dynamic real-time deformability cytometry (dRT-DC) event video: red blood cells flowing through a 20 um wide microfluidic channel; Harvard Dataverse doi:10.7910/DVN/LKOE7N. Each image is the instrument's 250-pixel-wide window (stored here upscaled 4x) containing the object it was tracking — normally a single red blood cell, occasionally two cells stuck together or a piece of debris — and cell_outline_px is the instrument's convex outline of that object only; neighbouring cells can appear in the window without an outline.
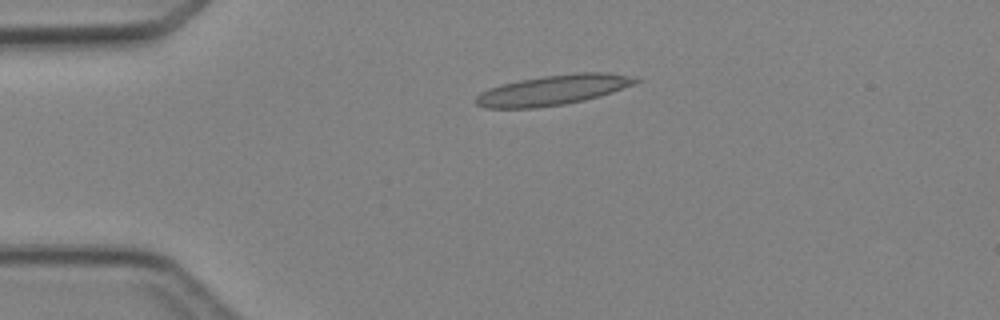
{"species": "Egyptian fruit bat (a non-hibernating species)", "species_latin": "Rousettus aegyptiacus", "temperature_condition": "cold", "stored_images_in_passage": 4, "camera_frame_rate_fps": 3000, "um_per_image_px": 0.085, "animal": {"sex": "female"}, "frame": {"image": 1, "passage_image": 3, "time_ms": 2.333, "image_size_px": [1000, 320], "cell_outline_px": [[640, 80], [636, 84], [600, 96], [584, 100], [564, 104], [536, 108], [484, 108], [476, 104], [476, 96], [480, 92], [488, 88], [500, 84], [520, 80], [544, 76], [576, 72], [608, 72], [640, 76]], "centroid_in_image_um": [47.07, 7.64], "position_along_channel_um": 37.9, "area_um2": 28.38}}